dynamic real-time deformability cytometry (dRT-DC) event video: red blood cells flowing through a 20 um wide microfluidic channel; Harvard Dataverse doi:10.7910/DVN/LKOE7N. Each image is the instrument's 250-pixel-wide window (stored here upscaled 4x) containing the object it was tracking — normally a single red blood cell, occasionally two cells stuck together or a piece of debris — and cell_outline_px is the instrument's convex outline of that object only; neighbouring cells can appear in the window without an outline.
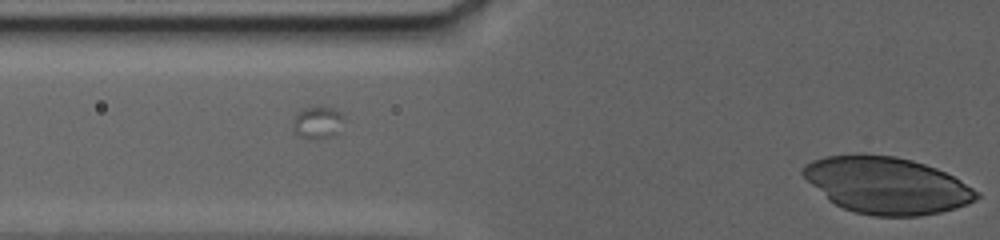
{"species": "human", "species_latin": "Homo sapiens", "temperature_condition": "warm", "stored_images_in_passage": 21, "camera_frame_rate_fps": 3000, "um_per_image_px": 0.085, "donor": {"sex": "female"}, "frame": {"image": 1, "passage_image": 21, "time_ms": 12.667, "image_size_px": [1000, 240], "cell_outline_px": [[980, 196], [976, 200], [968, 204], [956, 208], [940, 212], [920, 216], [872, 216], [856, 212], [844, 208], [828, 200], [800, 172], [804, 164], [812, 160], [824, 156], [860, 152], [896, 156], [912, 160], [936, 168], [960, 180], [980, 192]], "centroid_in_image_um": [75.36, 15.73], "position_along_channel_um": 50.4, "area_um2": 57.74}}